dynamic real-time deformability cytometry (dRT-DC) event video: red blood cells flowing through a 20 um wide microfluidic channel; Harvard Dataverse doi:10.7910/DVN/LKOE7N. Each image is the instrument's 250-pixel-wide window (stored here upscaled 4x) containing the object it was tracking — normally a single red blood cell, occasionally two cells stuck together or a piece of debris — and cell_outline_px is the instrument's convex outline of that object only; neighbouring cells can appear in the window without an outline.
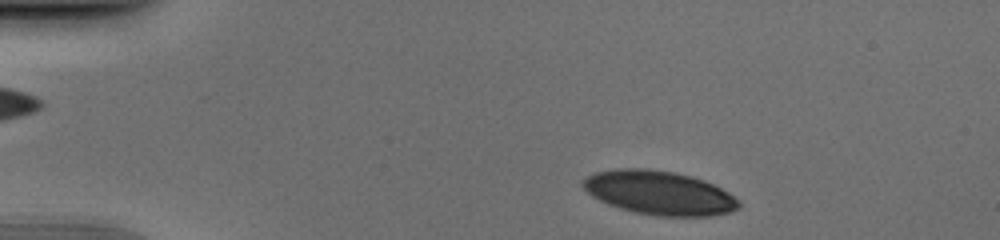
{"species": "human", "species_latin": "Homo sapiens", "temperature_condition": "cold", "stored_images_in_passage": 38, "camera_frame_rate_fps": 3000, "um_per_image_px": 0.085, "donor": {"sex": "male"}, "frame": {"image": 1, "passage_image": 2, "time_ms": 0.333, "image_size_px": [1000, 240], "cell_outline_px": [[740, 208], [732, 212], [712, 216], [660, 216], [636, 212], [620, 208], [608, 204], [592, 196], [580, 184], [580, 180], [592, 172], [616, 168], [648, 168], [676, 172], [692, 176], [704, 180], [728, 192], [740, 200]], "centroid_in_image_um": [56.02, 16.37], "position_along_channel_um": 29.0, "area_um2": 40.29}}
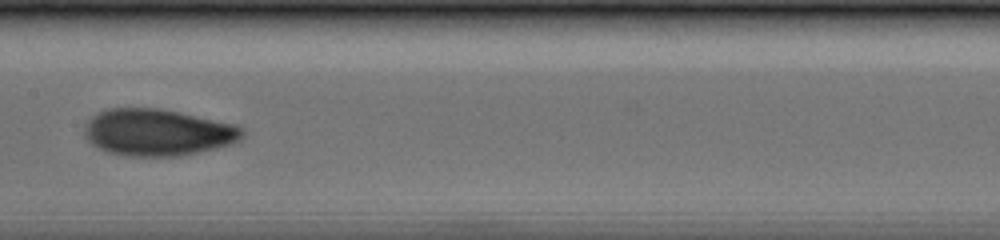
{"frame": {"image": 2, "passage_image": 20, "time_ms": 6.333, "image_size_px": [1000, 240], "cell_outline_px": [[244, 136], [240, 140], [232, 144], [180, 156], [128, 156], [108, 152], [92, 144], [84, 136], [84, 124], [88, 120], [100, 112], [108, 108], [160, 108], [236, 124], [244, 128]], "centroid_in_image_um": [13.42, 11.25], "position_along_channel_um": 194.0, "area_um2": 43.12}}
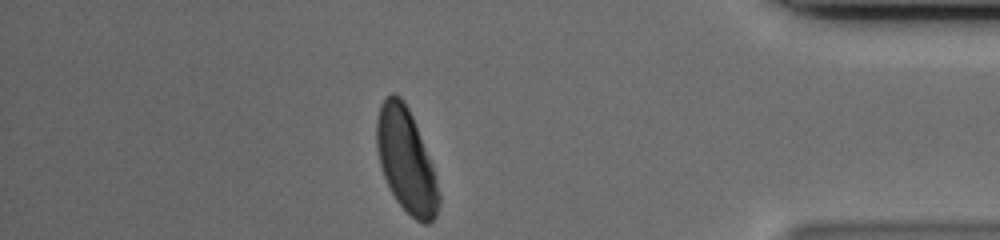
{"frame": {"image": 3, "passage_image": 38, "time_ms": 12.333, "image_size_px": [1000, 240], "cell_outline_px": [[440, 204], [436, 216], [428, 224], [424, 224], [416, 220], [396, 200], [384, 176], [380, 164], [376, 148], [376, 120], [380, 104], [392, 92], [400, 96], [404, 100], [412, 116], [436, 176], [440, 196]], "centroid_in_image_um": [34.51, 13.64], "position_along_channel_um": 400.7, "area_um2": 37.22}}